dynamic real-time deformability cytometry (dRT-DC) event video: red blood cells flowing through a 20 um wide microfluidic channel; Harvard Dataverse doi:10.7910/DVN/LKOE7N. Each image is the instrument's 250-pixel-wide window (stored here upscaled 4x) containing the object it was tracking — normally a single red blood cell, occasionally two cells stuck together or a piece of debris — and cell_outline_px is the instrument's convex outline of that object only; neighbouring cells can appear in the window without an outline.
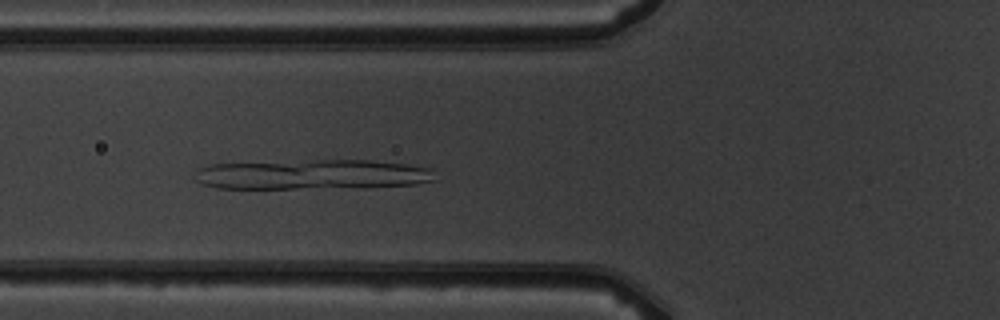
{"species": "common noctule bat (a hibernating species)", "species_latin": "Nyctalus noctula", "temperature_condition": "warm", "stored_images_in_passage": 5, "camera_frame_rate_fps": 3000, "um_per_image_px": 0.085, "animal": {"sex": "male", "body_mass_g": 19.5, "forearm_length_mm": 54.6}, "frame": {"image": 1, "passage_image": 5, "time_ms": 4.333, "image_size_px": [1000, 320], "cell_outline_px": [[436, 180], [416, 184], [364, 188], [216, 188], [200, 184], [196, 180], [196, 168], [208, 164], [308, 160], [372, 160], [404, 164], [432, 168]], "centroid_in_image_um": [26.55, 14.83], "position_along_channel_um": 99.2, "area_um2": 42.48}}